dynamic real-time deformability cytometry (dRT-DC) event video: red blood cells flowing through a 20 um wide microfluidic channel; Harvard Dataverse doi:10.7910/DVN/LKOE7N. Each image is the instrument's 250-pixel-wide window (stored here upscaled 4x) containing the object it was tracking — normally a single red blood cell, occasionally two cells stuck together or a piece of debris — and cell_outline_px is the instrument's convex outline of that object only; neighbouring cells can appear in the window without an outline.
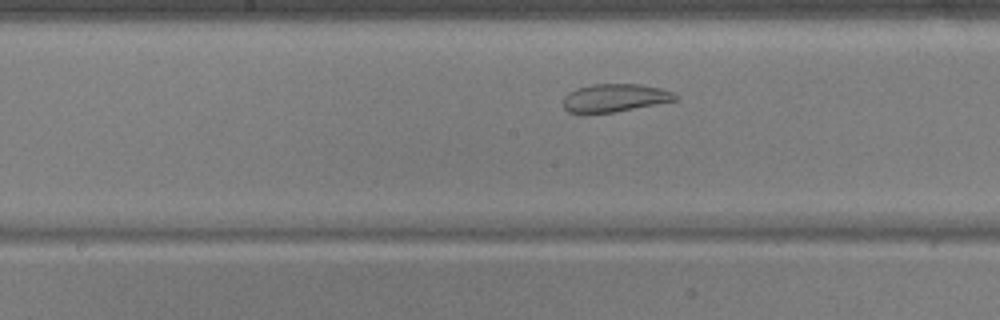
{"species": "common noctule bat (a hibernating species)", "species_latin": "Nyctalus noctula", "temperature_condition": "warm", "stored_images_in_passage": 33, "camera_frame_rate_fps": 3000, "um_per_image_px": 0.085, "animal": {"sex": "male", "body_mass_g": 17.9, "forearm_length_mm": 54.2}, "frame": {"image": 1, "passage_image": 11, "time_ms": 3.333, "image_size_px": [1000, 320], "cell_outline_px": [[680, 96], [676, 100], [656, 104], [612, 112], [584, 116], [568, 112], [564, 108], [564, 96], [568, 92], [576, 88], [592, 84], [640, 84], [660, 88], [672, 92]], "centroid_in_image_um": [52.18, 8.34], "position_along_channel_um": 196.0, "area_um2": 18.67}}
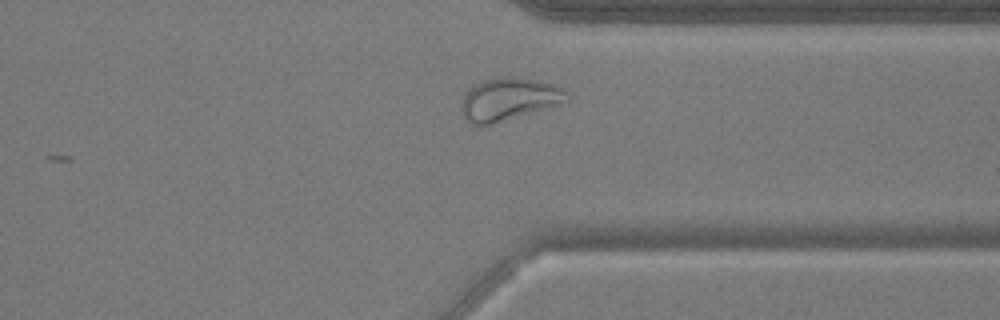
{"frame": {"image": 2, "passage_image": 25, "time_ms": 8.0, "image_size_px": [1000, 320], "cell_outline_px": [[568, 100], [556, 104], [488, 124], [472, 124], [464, 120], [460, 112], [460, 104], [464, 92], [472, 84], [484, 80], [508, 76], [536, 80], [552, 84], [564, 88], [568, 92]], "centroid_in_image_um": [43.15, 8.4], "position_along_channel_um": 368.2, "area_um2": 25.72}}
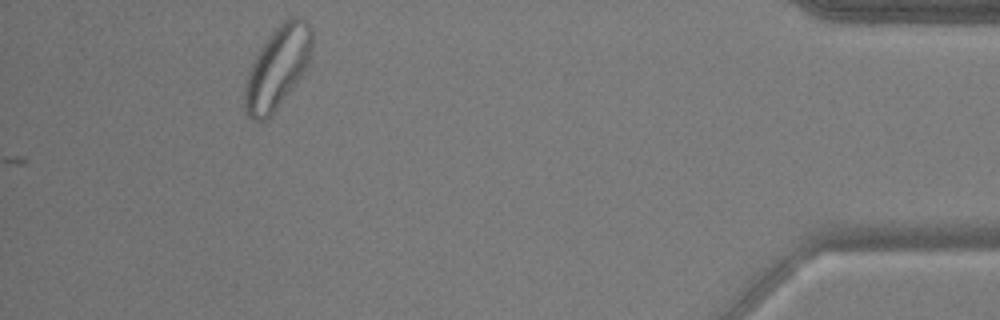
{"frame": {"image": 3, "passage_image": 33, "time_ms": 10.667, "image_size_px": [1000, 320], "cell_outline_px": [[312, 56], [308, 64], [300, 76], [272, 116], [264, 120], [252, 120], [248, 116], [244, 108], [244, 88], [248, 72], [260, 48], [268, 36], [284, 20], [292, 16], [296, 16], [304, 20], [312, 28]], "centroid_in_image_um": [23.59, 5.75], "position_along_channel_um": 411.6, "area_um2": 31.96}, "authors_computed_cell_mechanics": {"area_um2": 20.1722, "velocity_mm_per_s": 3.6928, "shape_relaxation_time_tau1_ms": null, "shape_relaxation_time_tau2_ms": 1.078, "deformation_change_tau1": null, "deformation_change_tau2": 0.0664}}